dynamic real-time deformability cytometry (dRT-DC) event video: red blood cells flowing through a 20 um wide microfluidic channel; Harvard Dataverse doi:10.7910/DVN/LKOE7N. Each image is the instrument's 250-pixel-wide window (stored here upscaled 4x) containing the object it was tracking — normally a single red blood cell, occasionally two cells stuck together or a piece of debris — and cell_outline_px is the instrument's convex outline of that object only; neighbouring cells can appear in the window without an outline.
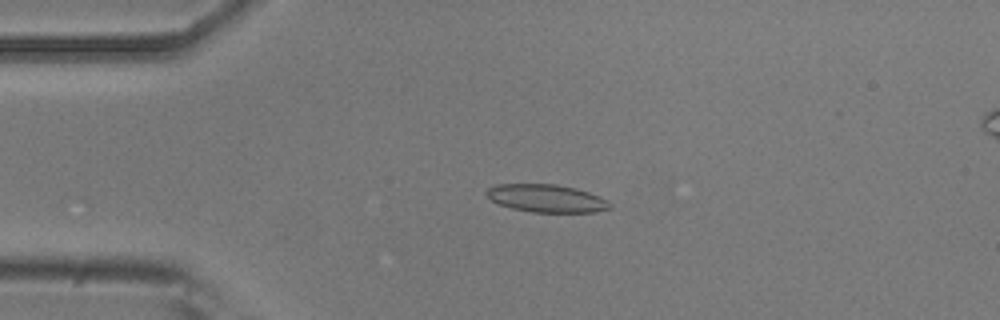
{"species": "common noctule bat (a hibernating species)", "species_latin": "Nyctalus noctula", "temperature_condition": "room temperature", "stored_images_in_passage": 41, "camera_frame_rate_fps": 3000, "um_per_image_px": 0.085, "animal": {"sex": "male", "body_mass_g": 20.5, "forearm_length_mm": 52.5}, "frame": {"image": 1, "passage_image": 2, "time_ms": 0.333, "image_size_px": [1000, 320], "cell_outline_px": [[612, 208], [596, 212], [532, 212], [512, 208], [500, 204], [492, 200], [484, 192], [488, 188], [496, 184], [556, 184], [576, 188], [600, 196], [608, 200], [612, 204]], "centroid_in_image_um": [46.49, 16.85], "position_along_channel_um": 38.5, "area_um2": 20.06}}
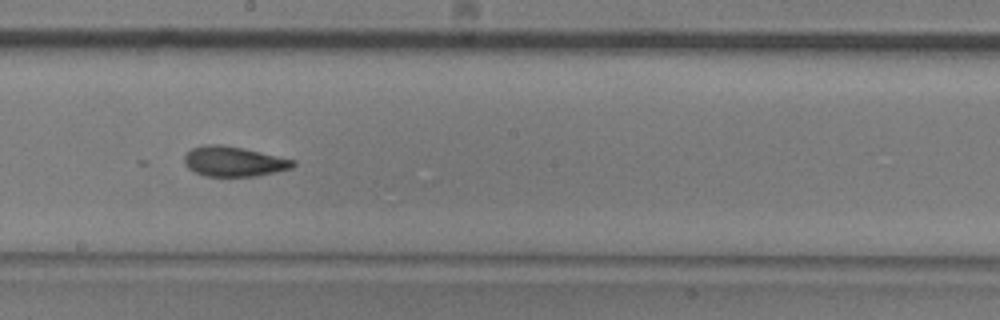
{"frame": {"image": 2, "passage_image": 19, "time_ms": 6.0, "image_size_px": [1000, 320], "cell_outline_px": [[296, 164], [292, 168], [276, 172], [256, 176], [204, 176], [188, 168], [184, 164], [184, 156], [192, 148], [204, 144], [220, 144], [260, 152], [296, 160]], "centroid_in_image_um": [19.87, 13.73], "position_along_channel_um": 228.3, "area_um2": 18.96}}
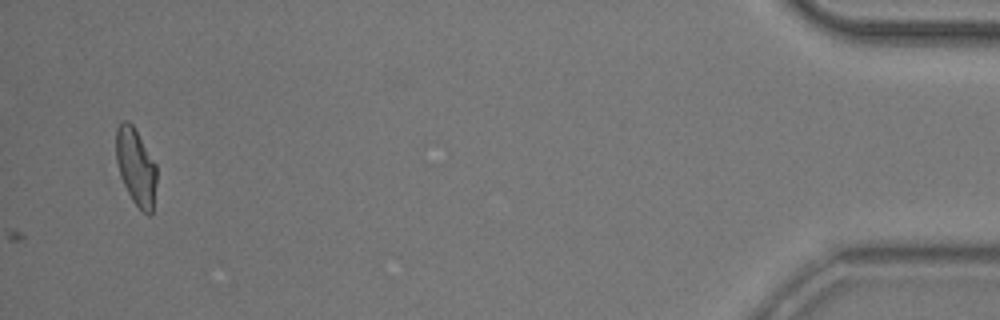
{"frame": {"image": 3, "passage_image": 41, "time_ms": 13.333, "image_size_px": [1000, 320], "cell_outline_px": [[156, 184], [152, 212], [148, 216], [132, 200], [120, 176], [116, 160], [116, 128], [120, 120], [128, 120], [132, 124], [156, 164]], "centroid_in_image_um": [11.54, 14.14], "position_along_channel_um": 423.7, "area_um2": 18.09}, "authors_computed_cell_mechanics": {"area_um2": 18.3226, "velocity_mm_per_s": 3.8234, "shape_relaxation_time_tau1_ms": null, "shape_relaxation_time_tau2_ms": 3.9539, "deformation_change_tau1": null, "deformation_change_tau2": 0.109}}